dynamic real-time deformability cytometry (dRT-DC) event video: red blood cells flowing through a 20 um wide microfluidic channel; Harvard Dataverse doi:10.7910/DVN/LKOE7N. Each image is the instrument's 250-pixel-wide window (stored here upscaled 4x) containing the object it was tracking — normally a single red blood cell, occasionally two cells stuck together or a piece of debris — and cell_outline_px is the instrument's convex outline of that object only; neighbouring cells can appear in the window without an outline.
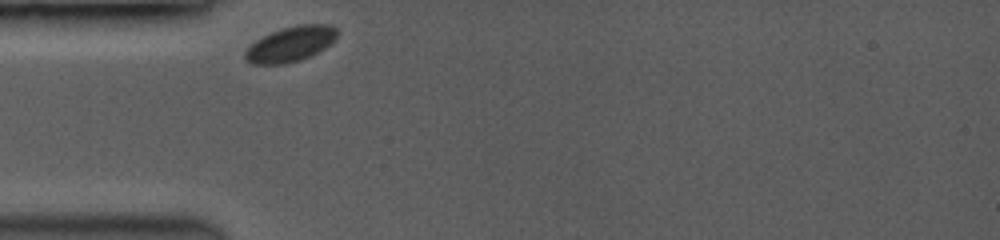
{"species": "common noctule bat (a hibernating species)", "species_latin": "Nyctalus noctula", "temperature_condition": "room temperature", "stored_images_in_passage": 22, "camera_frame_rate_fps": 3500, "um_per_image_px": 0.085, "animal": {"sex": "female", "body_mass_g": 19.0, "forearm_length_mm": 53.3}, "frame": {"image": 1, "passage_image": 1, "time_ms": 0.0, "image_size_px": [1000, 240], "cell_outline_px": [[336, 36], [324, 48], [300, 60], [284, 64], [252, 64], [244, 60], [244, 52], [256, 40], [280, 28], [300, 24], [328, 24], [336, 28]], "centroid_in_image_um": [24.65, 3.74], "position_along_channel_um": 60.4, "area_um2": 18.55}}
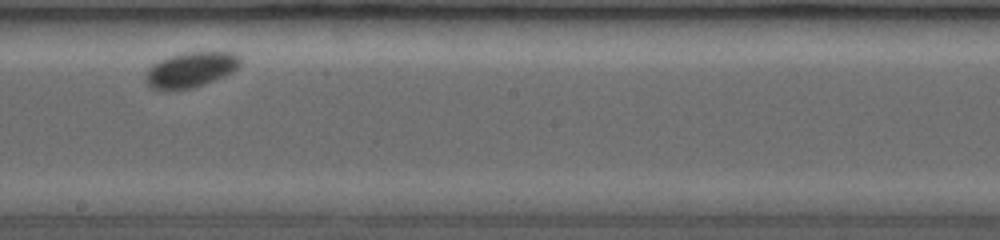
{"frame": {"image": 2, "passage_image": 12, "time_ms": 4.857, "image_size_px": [1000, 240], "cell_outline_px": [[240, 64], [232, 72], [224, 76], [204, 84], [192, 88], [152, 88], [144, 80], [144, 72], [152, 64], [168, 56], [184, 52], [236, 52], [240, 56]], "centroid_in_image_um": [16.21, 5.89], "position_along_channel_um": 232.0, "area_um2": 19.31}}
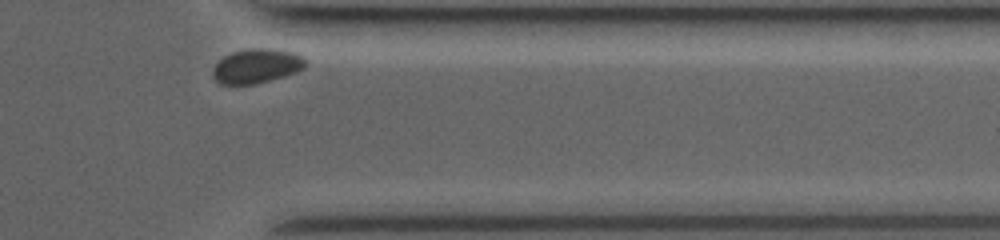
{"frame": {"image": 3, "passage_image": 22, "time_ms": 9.143, "image_size_px": [1000, 240], "cell_outline_px": [[308, 60], [304, 68], [268, 80], [252, 84], [220, 84], [212, 76], [212, 72], [216, 64], [224, 56], [236, 52], [256, 48], [264, 48], [292, 52], [304, 56]], "centroid_in_image_um": [21.81, 5.61], "position_along_channel_um": 389.6, "area_um2": 18.03}, "authors_computed_cell_mechanics": {"area_um2": 18.9006, "velocity_mm_per_s": 3.5996, "shape_relaxation_time_tau1_ms": 1.2589, "shape_relaxation_time_tau2_ms": null, "deformation_change_tau1": 0.0277, "deformation_change_tau2": null}}